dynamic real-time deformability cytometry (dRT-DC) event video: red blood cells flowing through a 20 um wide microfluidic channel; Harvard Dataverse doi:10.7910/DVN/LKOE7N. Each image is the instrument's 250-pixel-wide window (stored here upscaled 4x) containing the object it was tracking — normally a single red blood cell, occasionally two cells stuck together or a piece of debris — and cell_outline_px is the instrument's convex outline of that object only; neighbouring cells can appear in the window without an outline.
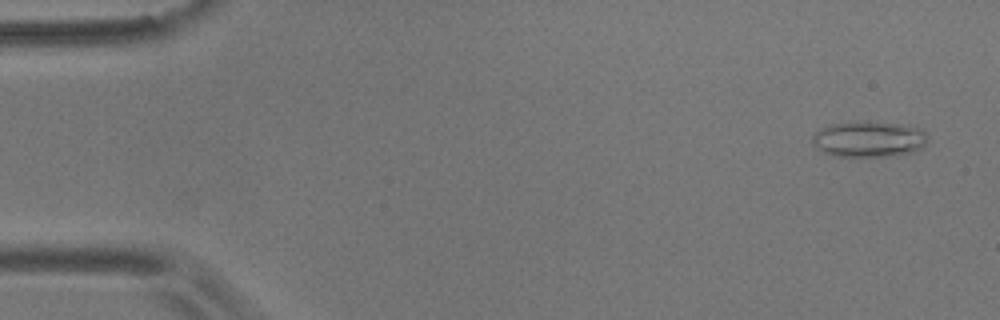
{"species": "common noctule bat (a hibernating species)", "species_latin": "Nyctalus noctula", "temperature_condition": "room temperature", "stored_images_in_passage": 55, "camera_frame_rate_fps": 3000, "um_per_image_px": 0.085, "animal": {"sex": "male", "body_mass_g": 17.9}, "frame": {"image": 1, "passage_image": 3, "time_ms": 0.667, "image_size_px": [1000, 320], "cell_outline_px": [[928, 140], [920, 148], [912, 152], [884, 156], [832, 156], [816, 148], [812, 140], [812, 136], [820, 128], [828, 124], [864, 120], [900, 124], [920, 128], [928, 136]], "centroid_in_image_um": [73.82, 11.8], "position_along_channel_um": 11.2, "area_um2": 24.28}}
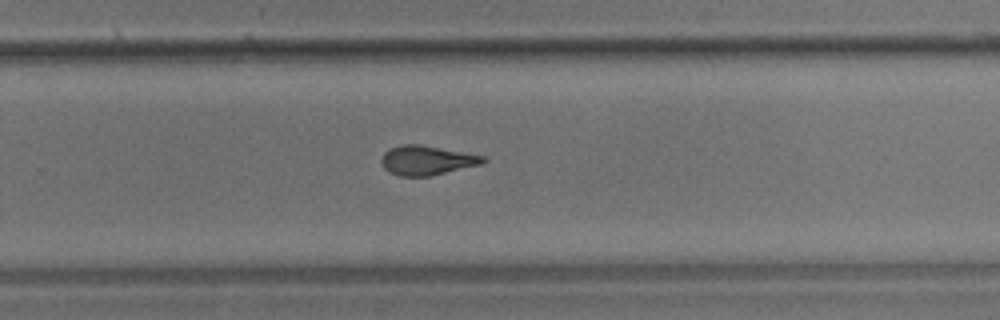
{"frame": {"image": 2, "passage_image": 36, "time_ms": 11.667, "image_size_px": [1000, 320], "cell_outline_px": [[488, 160], [480, 164], [432, 176], [400, 176], [388, 172], [384, 168], [380, 160], [384, 152], [388, 148], [400, 144], [420, 144], [484, 156]], "centroid_in_image_um": [36.23, 13.62], "position_along_channel_um": 293.6, "area_um2": 17.51}}
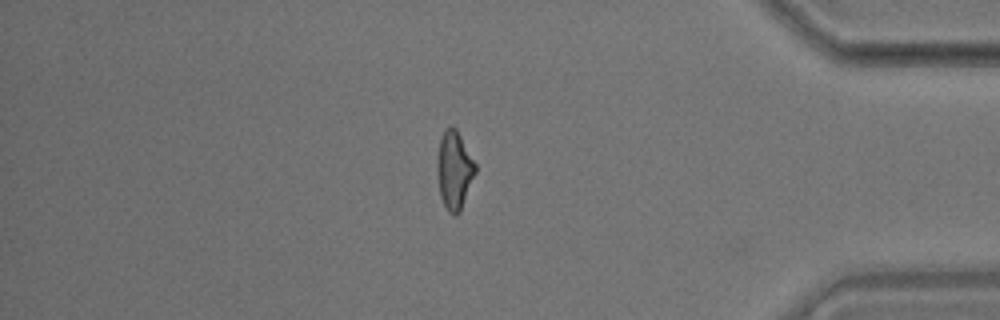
{"frame": {"image": 3, "passage_image": 47, "time_ms": 15.333, "image_size_px": [1000, 320], "cell_outline_px": [[476, 172], [460, 212], [456, 216], [452, 216], [448, 212], [440, 196], [436, 168], [436, 160], [440, 140], [444, 132], [452, 124], [456, 128], [476, 164]], "centroid_in_image_um": [38.6, 14.49], "position_along_channel_um": 396.6, "area_um2": 17.46}, "authors_computed_cell_mechanics": {"area_um2": 18.0336, "velocity_mm_per_s": 3.6525, "shape_relaxation_time_tau1_ms": 8.3747, "shape_relaxation_time_tau2_ms": 1.975, "deformation_change_tau1": 0.2134, "deformation_change_tau2": 0.1032}}